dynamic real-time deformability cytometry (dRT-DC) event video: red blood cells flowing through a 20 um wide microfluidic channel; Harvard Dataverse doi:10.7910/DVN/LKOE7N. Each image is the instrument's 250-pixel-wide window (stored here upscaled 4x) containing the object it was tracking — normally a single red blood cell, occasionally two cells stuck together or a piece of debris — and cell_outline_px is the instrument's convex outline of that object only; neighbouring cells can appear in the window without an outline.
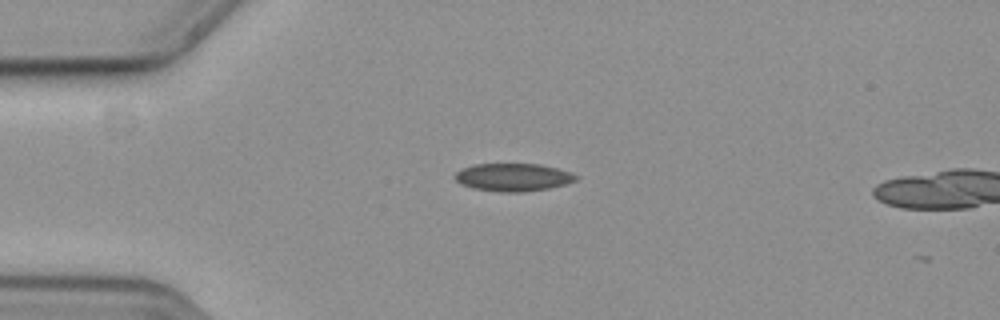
{"species": "common noctule bat (a hibernating species)", "species_latin": "Nyctalus noctula", "temperature_condition": "cold", "stored_images_in_passage": 4, "camera_frame_rate_fps": 3000, "um_per_image_px": 0.085, "animal": {"sex": "female", "body_mass_g": 19.3, "forearm_length_mm": 54.1}, "frame": {"image": 1, "passage_image": 1, "time_ms": 0.0, "image_size_px": [1000, 320], "cell_outline_px": [[580, 176], [576, 180], [564, 184], [548, 188], [524, 192], [500, 192], [472, 188], [460, 184], [456, 180], [456, 172], [464, 168], [476, 164], [540, 164], [572, 172]], "centroid_in_image_um": [43.64, 15.07], "position_along_channel_um": 41.4, "area_um2": 19.54}}